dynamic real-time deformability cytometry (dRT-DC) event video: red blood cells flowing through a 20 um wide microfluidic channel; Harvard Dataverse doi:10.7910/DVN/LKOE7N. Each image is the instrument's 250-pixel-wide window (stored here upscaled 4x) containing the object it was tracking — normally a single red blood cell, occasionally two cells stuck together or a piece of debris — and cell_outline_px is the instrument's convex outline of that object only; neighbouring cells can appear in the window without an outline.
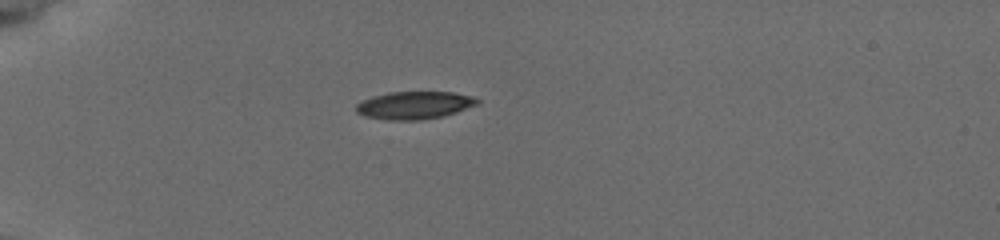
{"species": "common noctule bat (a hibernating species)", "species_latin": "Nyctalus noctula", "temperature_condition": "cold", "stored_images_in_passage": 7, "camera_frame_rate_fps": 3000, "um_per_image_px": 0.085, "animal": {"sex": "female", "body_mass_g": 19.5, "forearm_length_mm": 54.1}, "frame": {"image": 1, "passage_image": 1, "time_ms": 0.0, "image_size_px": [1000, 240], "cell_outline_px": [[480, 104], [456, 112], [440, 116], [416, 120], [388, 120], [364, 116], [356, 112], [356, 104], [372, 96], [388, 92], [452, 92], [472, 96], [480, 100]], "centroid_in_image_um": [35.22, 8.94], "position_along_channel_um": 49.8, "area_um2": 19.48}}
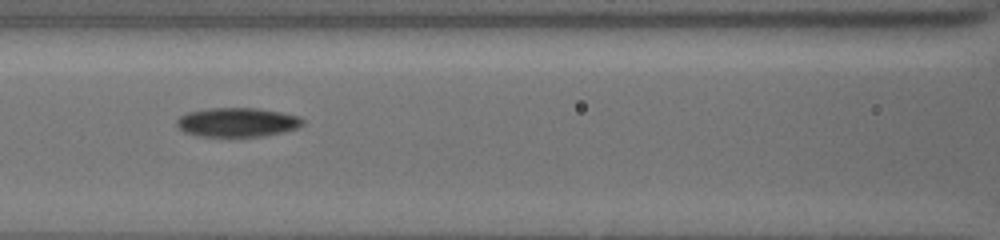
{"frame": {"image": 2, "passage_image": 4, "time_ms": 3.333, "image_size_px": [1000, 240], "cell_outline_px": [[304, 124], [296, 128], [260, 136], [204, 136], [184, 132], [176, 124], [176, 120], [180, 116], [188, 112], [212, 108], [256, 108], [280, 112], [300, 116], [304, 120]], "centroid_in_image_um": [20.16, 10.38], "position_along_channel_um": 146.4, "area_um2": 21.04}}
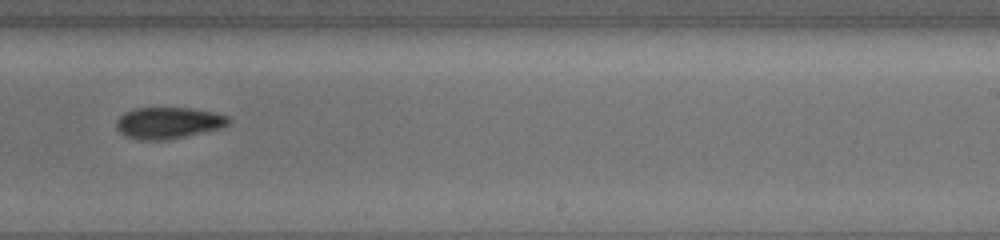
{"frame": {"image": 3, "passage_image": 7, "time_ms": 6.667, "image_size_px": [1000, 240], "cell_outline_px": [[232, 120], [228, 124], [220, 128], [184, 136], [160, 140], [136, 140], [124, 136], [116, 128], [116, 120], [124, 112], [136, 108], [192, 108], [212, 112], [228, 116]], "centroid_in_image_um": [14.27, 10.44], "position_along_channel_um": 274.7, "area_um2": 20.52}}